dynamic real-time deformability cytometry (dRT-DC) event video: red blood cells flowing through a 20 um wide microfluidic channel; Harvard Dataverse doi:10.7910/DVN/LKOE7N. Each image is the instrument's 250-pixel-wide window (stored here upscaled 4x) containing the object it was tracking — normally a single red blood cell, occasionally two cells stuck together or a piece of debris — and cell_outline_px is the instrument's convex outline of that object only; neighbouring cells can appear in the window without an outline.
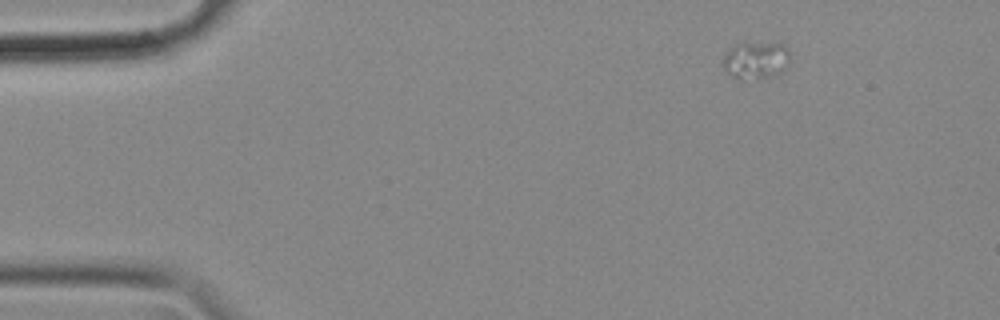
{"species": "common noctule bat (a hibernating species)", "species_latin": "Nyctalus noctula", "temperature_condition": "cold", "stored_images_in_passage": 51, "camera_frame_rate_fps": 3000, "um_per_image_px": 0.085, "animal": {"sex": "female", "body_mass_g": 18.4}, "frame": {"image": 1, "passage_image": 1, "time_ms": 0.0, "image_size_px": [1000, 320], "cell_outline_px": [[788, 60], [784, 72], [764, 76], [740, 80], [736, 80], [720, 64], [724, 56], [736, 44], [744, 40], [784, 44], [788, 48]], "centroid_in_image_um": [64.21, 5.07], "position_along_channel_um": 20.8, "area_um2": 14.8}}
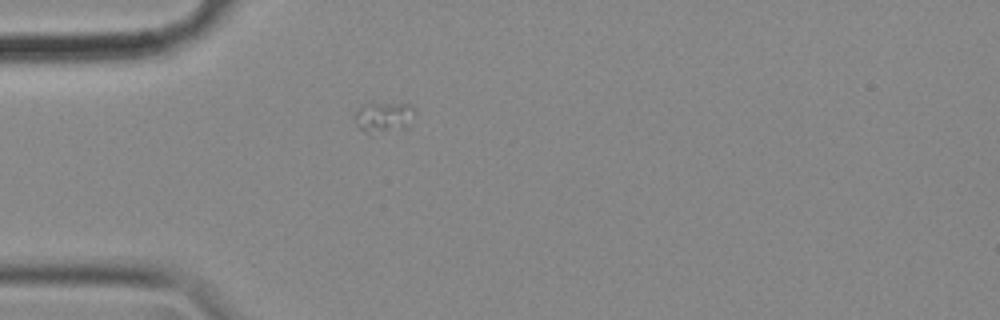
{"frame": {"image": 2, "passage_image": 10, "time_ms": 3.0, "image_size_px": [1000, 320], "cell_outline_px": [[416, 112], [408, 128], [364, 132], [352, 120], [352, 116], [368, 100], [412, 104], [416, 108]], "centroid_in_image_um": [32.64, 9.86], "position_along_channel_um": 52.4, "area_um2": 11.21}}
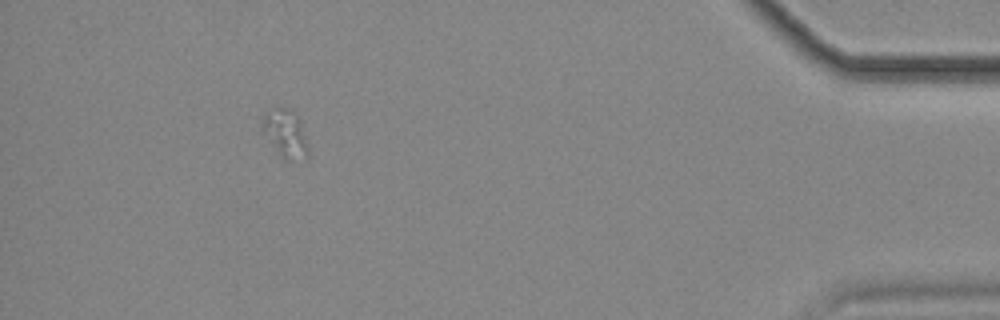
{"frame": {"image": 3, "passage_image": 46, "time_ms": 15.0, "image_size_px": [1000, 320], "cell_outline_px": [[308, 156], [288, 160], [284, 160], [280, 156], [260, 132], [264, 112], [276, 108], [292, 108], [300, 120], [308, 148]], "centroid_in_image_um": [24.2, 11.32], "position_along_channel_um": 411.0, "area_um2": 12.95}}